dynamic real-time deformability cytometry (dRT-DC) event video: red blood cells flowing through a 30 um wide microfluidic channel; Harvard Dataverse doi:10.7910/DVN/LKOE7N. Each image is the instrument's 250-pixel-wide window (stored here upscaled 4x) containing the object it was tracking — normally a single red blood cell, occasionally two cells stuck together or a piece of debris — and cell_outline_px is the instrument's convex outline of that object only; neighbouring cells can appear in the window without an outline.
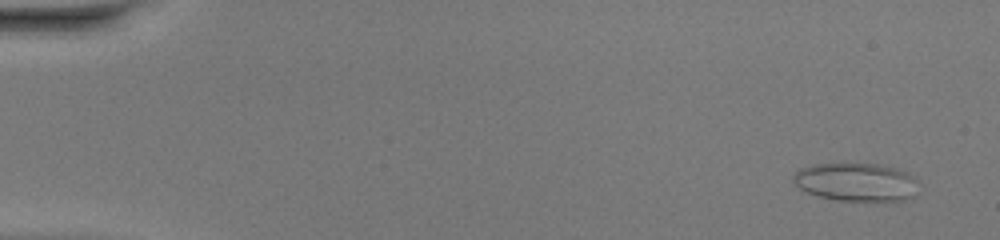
{"species": "common noctule bat (a hibernating species)", "species_latin": "Nyctalus noctula", "temperature_condition": "warm", "stored_images_in_passage": 50, "camera_frame_rate_fps": 3000, "um_per_image_px": 0.085, "animal": {"sex": "female", "body_mass_g": 20.0, "forearm_length_mm": 54.0}, "frame": {"image": 1, "passage_image": 3, "time_ms": 0.667, "image_size_px": [1000, 240], "cell_outline_px": [[920, 184], [912, 196], [908, 200], [896, 204], [832, 200], [808, 192], [800, 188], [792, 180], [792, 176], [800, 168], [812, 164], [880, 164], [896, 168], [908, 172], [916, 176]], "centroid_in_image_um": [72.89, 15.52], "position_along_channel_um": 12.1, "area_um2": 29.13}}
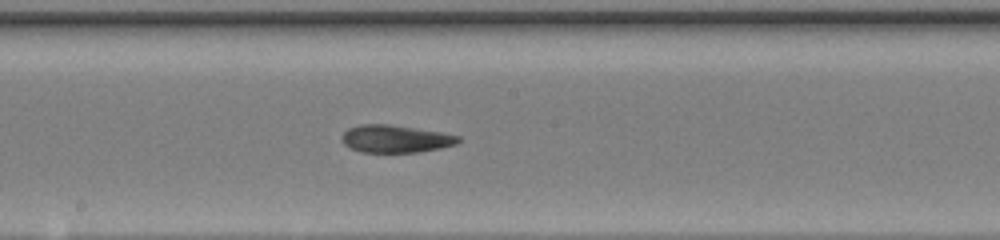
{"frame": {"image": 2, "passage_image": 28, "time_ms": 9.0, "image_size_px": [1000, 240], "cell_outline_px": [[460, 140], [456, 144], [440, 148], [420, 152], [360, 152], [348, 148], [340, 140], [340, 136], [348, 128], [360, 124], [388, 124], [440, 132], [460, 136]], "centroid_in_image_um": [33.55, 11.8], "position_along_channel_um": 214.6, "area_um2": 18.79}}
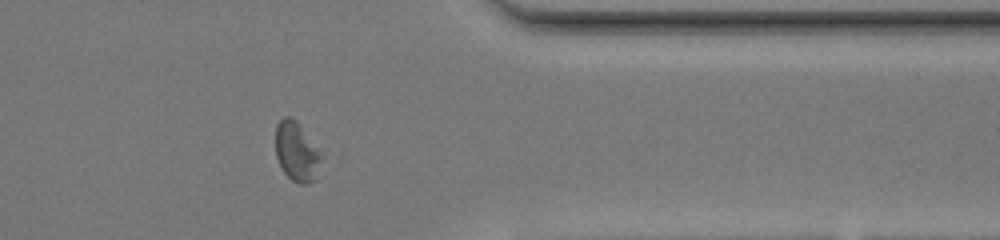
{"frame": {"image": 3, "passage_image": 41, "time_ms": 13.333, "image_size_px": [1000, 240], "cell_outline_px": [[324, 156], [316, 180], [308, 184], [296, 184], [284, 172], [276, 156], [276, 124], [284, 116], [292, 116], [300, 124], [320, 148]], "centroid_in_image_um": [25.28, 12.89], "position_along_channel_um": 386.1, "area_um2": 16.47}, "authors_computed_cell_mechanics": {"area_um2": 19.3052, "velocity_mm_per_s": 4.1805, "shape_relaxation_time_tau1_ms": 3.3234, "shape_relaxation_time_tau2_ms": 5.2742, "deformation_change_tau1": 0.1342, "deformation_change_tau2": 0.1462}}